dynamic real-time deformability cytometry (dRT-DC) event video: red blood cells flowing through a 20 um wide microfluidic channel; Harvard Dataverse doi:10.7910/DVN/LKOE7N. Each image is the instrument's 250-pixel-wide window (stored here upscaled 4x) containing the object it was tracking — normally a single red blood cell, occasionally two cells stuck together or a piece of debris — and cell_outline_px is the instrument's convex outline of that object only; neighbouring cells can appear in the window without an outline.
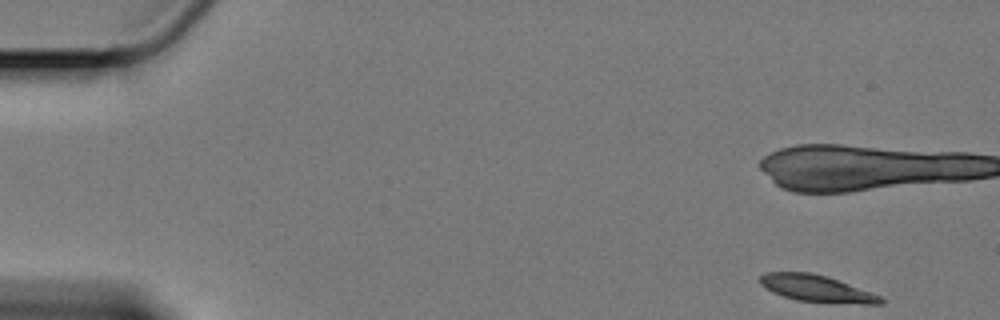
{"species": "Egyptian fruit bat (a non-hibernating species)", "species_latin": "Rousettus aegyptiacus", "temperature_condition": "cold", "stored_images_in_passage": 14, "camera_frame_rate_fps": 3000, "um_per_image_px": 0.085, "animal": {"sex": "female"}, "frame": {"image": 1, "passage_image": 1, "time_ms": 0.0, "image_size_px": [1000, 320], "cell_outline_px": [[884, 304], [828, 304], [796, 300], [772, 292], [764, 288], [760, 284], [760, 276], [764, 272], [812, 272], [828, 276], [884, 296]], "centroid_in_image_um": [69.48, 24.54], "position_along_channel_um": 15.5, "area_um2": 19.54}}